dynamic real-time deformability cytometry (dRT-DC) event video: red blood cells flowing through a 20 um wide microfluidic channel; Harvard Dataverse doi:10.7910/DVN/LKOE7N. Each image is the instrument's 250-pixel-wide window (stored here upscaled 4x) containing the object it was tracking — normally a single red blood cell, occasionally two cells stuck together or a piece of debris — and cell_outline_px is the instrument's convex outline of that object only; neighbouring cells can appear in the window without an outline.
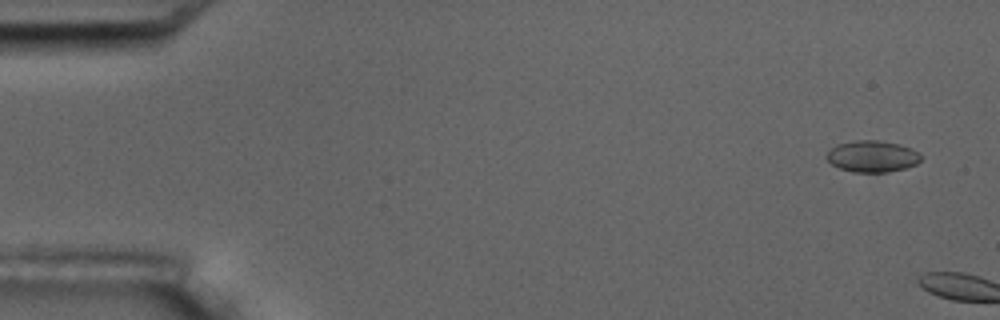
{"species": "common noctule bat (a hibernating species)", "species_latin": "Nyctalus noctula", "temperature_condition": "room temperature", "stored_images_in_passage": 2, "camera_frame_rate_fps": 3000, "um_per_image_px": 0.085, "animal": {"sex": "male", "body_mass_g": 17.5, "forearm_length_mm": 52.3}, "frame": {"image": 1, "passage_image": 1, "time_ms": 0.0, "image_size_px": [1000, 320], "cell_outline_px": [[924, 156], [916, 164], [904, 168], [888, 172], [852, 172], [840, 168], [832, 164], [824, 156], [836, 144], [856, 140], [880, 140], [900, 144], [912, 148], [920, 152]], "centroid_in_image_um": [74.17, 13.28], "position_along_channel_um": 10.8, "area_um2": 17.51}}